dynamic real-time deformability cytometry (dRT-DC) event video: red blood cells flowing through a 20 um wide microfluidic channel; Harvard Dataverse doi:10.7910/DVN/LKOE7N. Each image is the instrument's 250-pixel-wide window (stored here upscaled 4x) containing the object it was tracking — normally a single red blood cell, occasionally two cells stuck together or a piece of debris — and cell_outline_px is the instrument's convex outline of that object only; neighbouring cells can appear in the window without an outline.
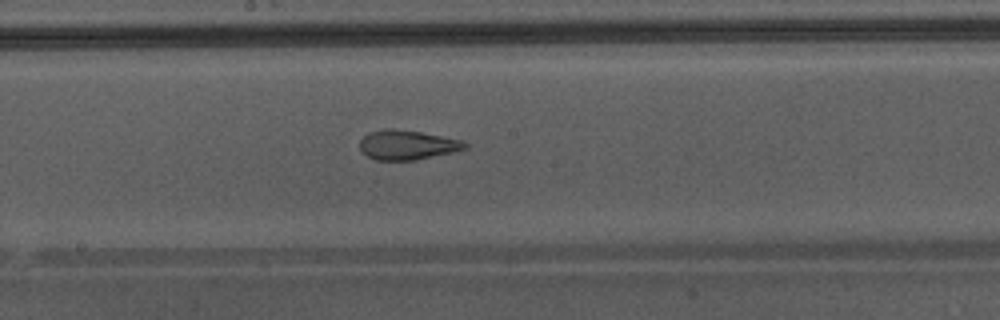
{"species": "Egyptian fruit bat (a non-hibernating species)", "species_latin": "Rousettus aegyptiacus", "temperature_condition": "warm", "stored_images_in_passage": 50, "camera_frame_rate_fps": 3000, "um_per_image_px": 0.085, "animal": {"sex": "male"}, "frame": {"image": 1, "passage_image": 29, "time_ms": 9.333, "image_size_px": [1000, 320], "cell_outline_px": [[468, 148], [452, 152], [416, 160], [376, 160], [360, 152], [360, 140], [368, 132], [384, 128], [396, 128], [420, 132], [464, 140], [468, 144]], "centroid_in_image_um": [34.6, 12.31], "position_along_channel_um": 213.6, "area_um2": 18.32}, "authors_computed_cell_mechanics": {"area_um2": 22.7732, "velocity_mm_per_s": 4.3852, "shape_relaxation_time_tau1_ms": null, "shape_relaxation_time_tau2_ms": 1.3522, "deformation_change_tau1": null, "deformation_change_tau2": 0.1055}}